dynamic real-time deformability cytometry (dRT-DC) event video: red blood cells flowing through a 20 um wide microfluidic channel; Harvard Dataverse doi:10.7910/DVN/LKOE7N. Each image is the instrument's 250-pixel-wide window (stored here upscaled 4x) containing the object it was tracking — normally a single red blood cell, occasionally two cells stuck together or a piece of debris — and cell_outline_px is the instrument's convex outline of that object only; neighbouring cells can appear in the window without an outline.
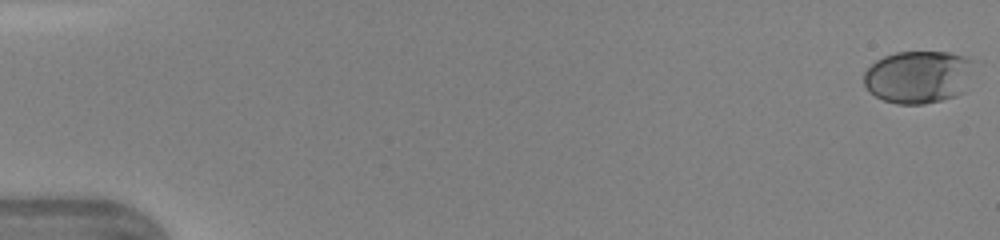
{"species": "human", "species_latin": "Homo sapiens", "temperature_condition": "warm", "stored_images_in_passage": 15, "camera_frame_rate_fps": 3000, "um_per_image_px": 0.085, "donor": {"sex": "female"}, "frame": {"image": 1, "passage_image": 1, "time_ms": 0.0, "image_size_px": [1000, 240], "cell_outline_px": [[976, 60], [964, 92], [956, 96], [924, 104], [896, 104], [884, 100], [876, 96], [864, 84], [864, 72], [876, 60], [884, 56], [896, 52], [948, 52], [964, 56]], "centroid_in_image_um": [78.09, 6.53], "position_along_channel_um": 6.9, "area_um2": 33.93}}
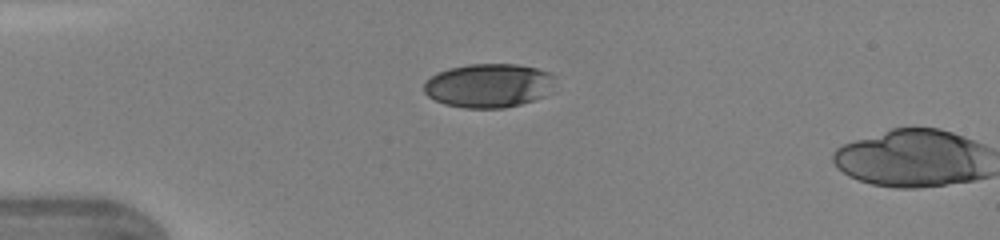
{"frame": {"image": 2, "passage_image": 13, "time_ms": 4.0, "image_size_px": [1000, 240], "cell_outline_px": [[556, 76], [552, 84], [544, 96], [520, 104], [504, 108], [464, 108], [444, 104], [428, 96], [424, 92], [424, 84], [436, 72], [448, 68], [468, 64], [516, 64], [536, 68], [548, 72]], "centroid_in_image_um": [41.51, 7.26], "position_along_channel_um": 43.5, "area_um2": 33.47}}